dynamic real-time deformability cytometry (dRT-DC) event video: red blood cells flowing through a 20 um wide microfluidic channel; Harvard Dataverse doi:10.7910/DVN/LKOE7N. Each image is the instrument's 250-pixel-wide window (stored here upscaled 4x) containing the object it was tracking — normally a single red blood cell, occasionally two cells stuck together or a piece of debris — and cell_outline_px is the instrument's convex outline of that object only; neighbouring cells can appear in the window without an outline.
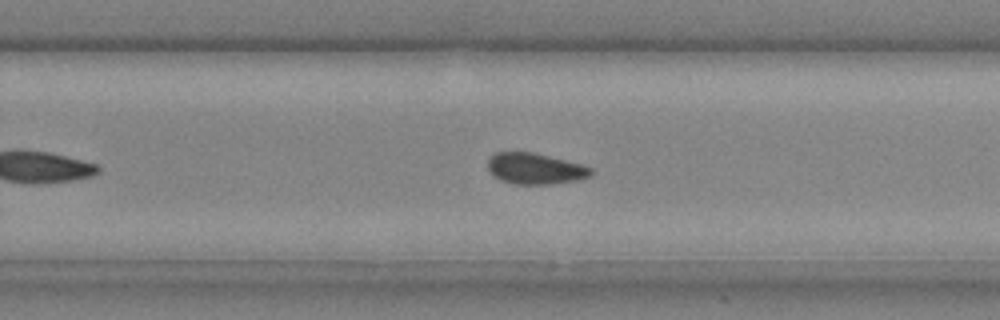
{"species": "common noctule bat (a hibernating species)", "species_latin": "Nyctalus noctula", "temperature_condition": "cold", "stored_images_in_passage": 23, "camera_frame_rate_fps": 3000, "um_per_image_px": 0.085, "animal": {"sex": "male", "body_mass_g": 20.4}, "frame": {"image": 1, "passage_image": 17, "time_ms": 5.333, "image_size_px": [1000, 320], "cell_outline_px": [[592, 176], [576, 180], [548, 184], [512, 184], [500, 180], [492, 176], [488, 168], [488, 160], [496, 152], [532, 152], [580, 164], [592, 168]], "centroid_in_image_um": [45.45, 14.34], "position_along_channel_um": 284.3, "area_um2": 18.55}}